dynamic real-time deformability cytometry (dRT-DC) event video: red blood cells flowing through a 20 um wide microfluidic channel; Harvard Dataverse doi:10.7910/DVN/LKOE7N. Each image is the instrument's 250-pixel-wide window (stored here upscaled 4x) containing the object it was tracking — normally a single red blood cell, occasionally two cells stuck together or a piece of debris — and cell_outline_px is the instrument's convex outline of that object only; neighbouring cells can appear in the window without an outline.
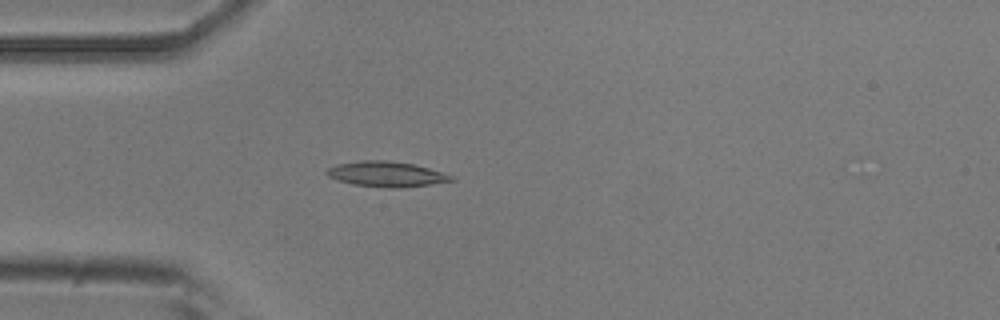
{"species": "common noctule bat (a hibernating species)", "species_latin": "Nyctalus noctula", "temperature_condition": "room temperature", "stored_images_in_passage": 4, "camera_frame_rate_fps": 3000, "um_per_image_px": 0.085, "animal": {"sex": "male", "body_mass_g": 20.5, "forearm_length_mm": 52.5}, "frame": {"image": 1, "passage_image": 4, "time_ms": 1.0, "image_size_px": [1000, 320], "cell_outline_px": [[456, 180], [432, 184], [404, 188], [384, 188], [352, 184], [336, 180], [328, 176], [324, 172], [328, 168], [336, 164], [360, 160], [384, 160], [412, 164], [428, 168], [452, 176]], "centroid_in_image_um": [32.79, 14.81], "position_along_channel_um": 52.2, "area_um2": 18.44}}